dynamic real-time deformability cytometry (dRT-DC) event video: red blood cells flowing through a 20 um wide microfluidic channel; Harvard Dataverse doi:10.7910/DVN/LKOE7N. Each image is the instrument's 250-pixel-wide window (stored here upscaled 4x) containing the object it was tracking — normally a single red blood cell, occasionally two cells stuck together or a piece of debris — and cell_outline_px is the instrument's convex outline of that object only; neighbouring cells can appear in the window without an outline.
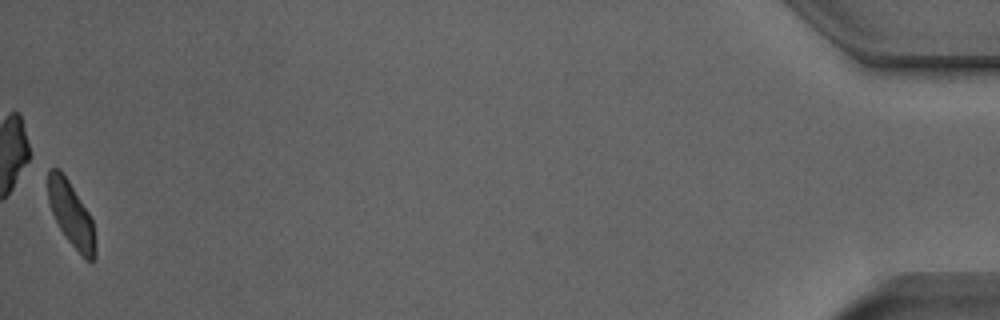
{"species": "Egyptian fruit bat (a non-hibernating species)", "species_latin": "Rousettus aegyptiacus", "temperature_condition": "room temperature", "stored_images_in_passage": 53, "camera_frame_rate_fps": 3000, "um_per_image_px": 0.085, "animal": {"sex": "male"}, "frame": {"image": 1, "passage_image": 53, "time_ms": 17.333, "image_size_px": [1000, 320], "cell_outline_px": [[96, 260], [92, 264], [68, 240], [60, 228], [52, 212], [48, 200], [48, 168], [60, 168], [68, 180], [88, 212], [92, 220], [96, 248]], "centroid_in_image_um": [6.05, 18.2], "position_along_channel_um": 429.1, "area_um2": 17.51}, "authors_computed_cell_mechanics": {"area_um2": 18.785, "velocity_mm_per_s": 3.8807, "shape_relaxation_time_tau1_ms": 4.5551, "shape_relaxation_time_tau2_ms": 1.3755, "deformation_change_tau1": 0.1299, "deformation_change_tau2": 0.0746}}